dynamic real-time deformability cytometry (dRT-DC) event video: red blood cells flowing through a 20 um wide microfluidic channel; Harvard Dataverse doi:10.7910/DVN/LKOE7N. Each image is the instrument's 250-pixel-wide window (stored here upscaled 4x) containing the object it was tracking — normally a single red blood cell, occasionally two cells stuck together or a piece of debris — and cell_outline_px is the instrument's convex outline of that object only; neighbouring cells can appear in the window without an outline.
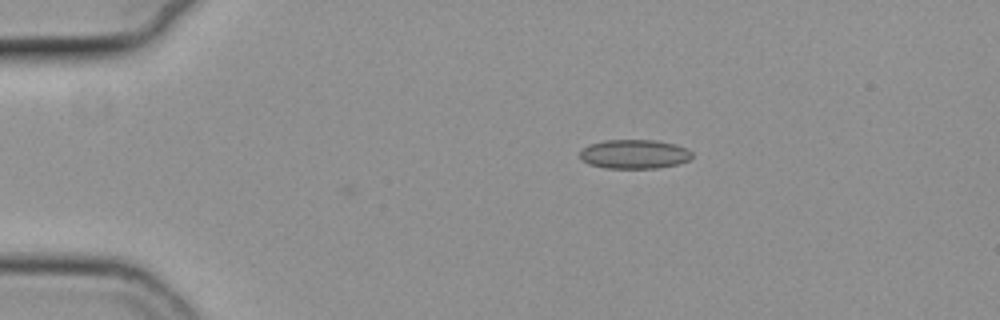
{"species": "common noctule bat (a hibernating species)", "species_latin": "Nyctalus noctula", "temperature_condition": "cold", "stored_images_in_passage": 2, "camera_frame_rate_fps": 3000, "um_per_image_px": 0.085, "animal": {"sex": "female", "body_mass_g": 19.3, "forearm_length_mm": 54.1}, "frame": {"image": 1, "passage_image": 2, "time_ms": 0.333, "image_size_px": [1000, 320], "cell_outline_px": [[692, 156], [688, 160], [676, 164], [656, 168], [604, 168], [588, 164], [580, 160], [580, 152], [584, 148], [592, 144], [604, 140], [656, 140], [672, 144], [684, 148], [692, 152]], "centroid_in_image_um": [53.87, 13.11], "position_along_channel_um": 31.1, "area_um2": 18.84}}